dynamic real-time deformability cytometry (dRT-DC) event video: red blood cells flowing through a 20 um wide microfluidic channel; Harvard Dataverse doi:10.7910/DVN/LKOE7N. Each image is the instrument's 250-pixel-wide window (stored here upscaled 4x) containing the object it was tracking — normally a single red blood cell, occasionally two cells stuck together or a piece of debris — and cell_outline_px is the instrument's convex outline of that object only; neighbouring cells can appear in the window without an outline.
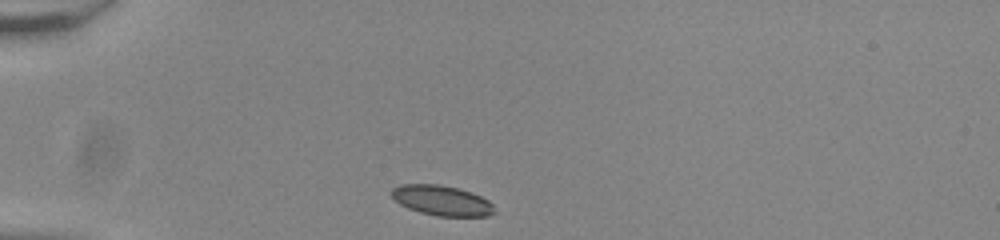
{"species": "common noctule bat (a hibernating species)", "species_latin": "Nyctalus noctula", "temperature_condition": "room temperature", "stored_images_in_passage": 40, "camera_frame_rate_fps": 3000, "um_per_image_px": 0.085, "animal": {"sex": "male", "body_mass_g": 20.0, "forearm_length_mm": 53.3}, "frame": {"image": 1, "passage_image": 1, "time_ms": 0.0, "image_size_px": [1000, 240], "cell_outline_px": [[496, 212], [488, 216], [436, 216], [420, 212], [408, 208], [400, 204], [392, 196], [392, 188], [400, 184], [440, 184], [472, 192], [488, 200], [492, 204]], "centroid_in_image_um": [37.56, 17.04], "position_along_channel_um": 47.4, "area_um2": 18.03}}
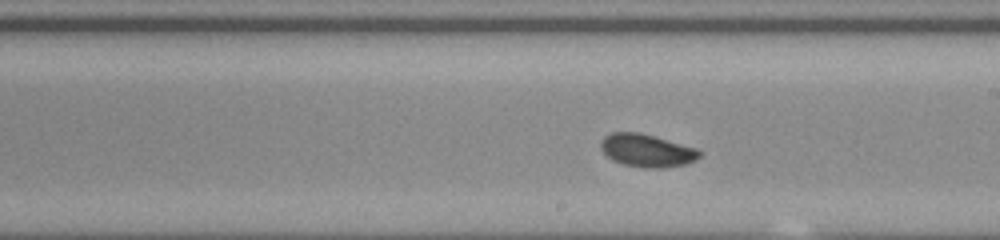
{"frame": {"image": 2, "passage_image": 18, "time_ms": 5.667, "image_size_px": [1000, 240], "cell_outline_px": [[700, 156], [696, 160], [688, 164], [664, 168], [644, 168], [624, 164], [612, 160], [600, 148], [600, 140], [604, 136], [612, 132], [640, 132], [696, 148], [700, 152]], "centroid_in_image_um": [54.97, 12.8], "position_along_channel_um": 234.0, "area_um2": 18.96}}
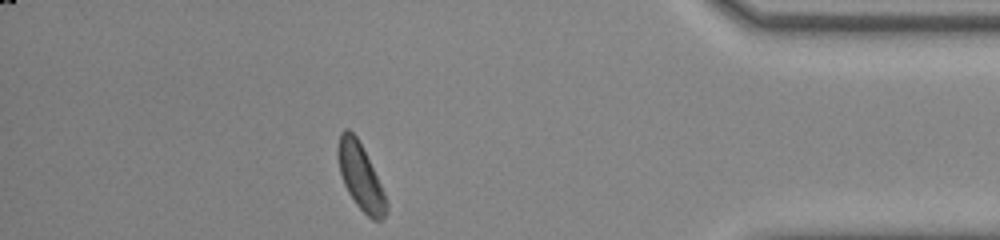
{"frame": {"image": 3, "passage_image": 34, "time_ms": 11.0, "image_size_px": [1000, 240], "cell_outline_px": [[388, 208], [384, 216], [380, 220], [372, 220], [356, 204], [348, 192], [344, 184], [340, 172], [336, 152], [336, 148], [340, 132], [344, 128], [348, 128], [356, 136], [384, 192], [388, 204]], "centroid_in_image_um": [30.61, 15.0], "position_along_channel_um": 404.6, "area_um2": 18.32}, "authors_computed_cell_mechanics": {"area_um2": 18.4093, "velocity_mm_per_s": 3.8226, "shape_relaxation_time_tau1_ms": 2.7379, "shape_relaxation_time_tau2_ms": null, "deformation_change_tau1": 0.0823, "deformation_change_tau2": null}}